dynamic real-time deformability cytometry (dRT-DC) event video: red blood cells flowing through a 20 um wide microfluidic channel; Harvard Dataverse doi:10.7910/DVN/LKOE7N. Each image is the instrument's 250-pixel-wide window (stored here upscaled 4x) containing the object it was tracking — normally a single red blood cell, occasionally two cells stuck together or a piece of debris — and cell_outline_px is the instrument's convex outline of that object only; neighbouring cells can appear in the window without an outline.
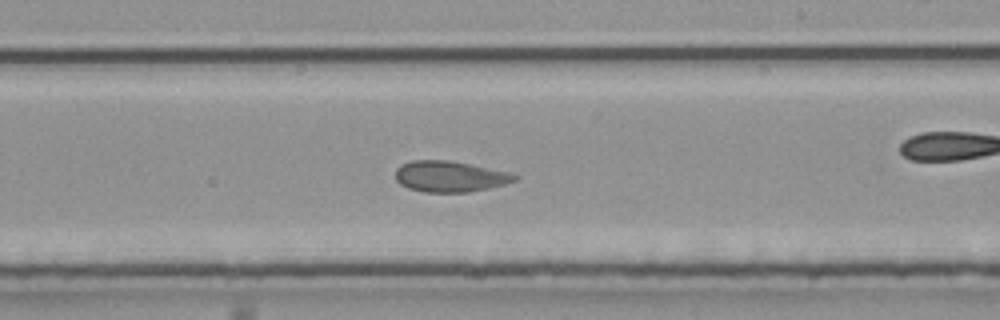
{"species": "common noctule bat (a hibernating species)", "species_latin": "Nyctalus noctula", "temperature_condition": "room temperature", "stored_images_in_passage": 33, "camera_frame_rate_fps": 3000, "um_per_image_px": 0.085, "animal": {"sex": "male", "body_mass_g": 20.4}, "frame": {"image": 1, "passage_image": 19, "time_ms": 6.0, "image_size_px": [1000, 320], "cell_outline_px": [[520, 176], [516, 180], [504, 184], [488, 188], [468, 192], [424, 192], [408, 188], [400, 184], [396, 180], [396, 168], [400, 164], [412, 160], [448, 160], [472, 164], [512, 172]], "centroid_in_image_um": [38.26, 14.99], "position_along_channel_um": 250.7, "area_um2": 21.73}}